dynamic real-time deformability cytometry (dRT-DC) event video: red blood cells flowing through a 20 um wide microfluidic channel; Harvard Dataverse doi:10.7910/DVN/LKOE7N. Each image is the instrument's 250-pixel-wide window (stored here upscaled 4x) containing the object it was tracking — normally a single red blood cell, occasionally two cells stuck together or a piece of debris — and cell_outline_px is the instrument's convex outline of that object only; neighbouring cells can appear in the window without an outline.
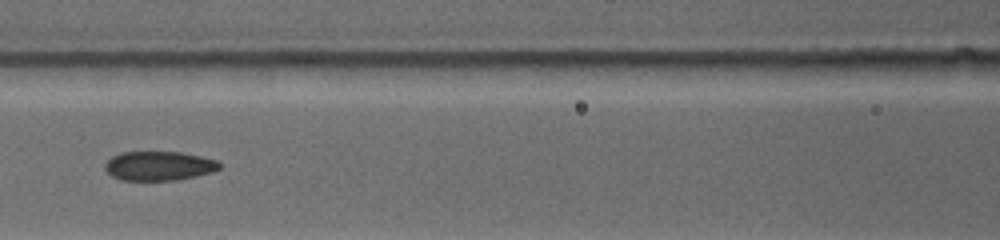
{"species": "common noctule bat (a hibernating species)", "species_latin": "Nyctalus noctula", "temperature_condition": "warm", "stored_images_in_passage": 13, "camera_frame_rate_fps": 4500, "um_per_image_px": 0.085, "animal": {"sex": "female", "body_mass_g": 19.0, "forearm_length_mm": 53.3}, "frame": {"image": 1, "passage_image": 8, "time_ms": 2.667, "image_size_px": [1000, 240], "cell_outline_px": [[220, 168], [212, 172], [196, 176], [176, 180], [120, 180], [112, 176], [104, 168], [104, 164], [112, 156], [120, 152], [180, 152], [200, 156], [216, 160], [220, 164]], "centroid_in_image_um": [13.48, 14.1], "position_along_channel_um": 153.1, "area_um2": 19.48}}
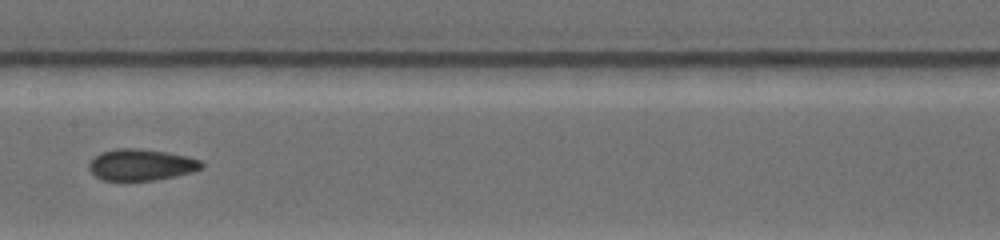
{"frame": {"image": 2, "passage_image": 10, "time_ms": 3.778, "image_size_px": [1000, 240], "cell_outline_px": [[204, 164], [200, 168], [192, 172], [152, 180], [100, 180], [88, 168], [88, 164], [92, 156], [100, 152], [116, 148], [136, 148], [164, 152], [188, 156], [200, 160]], "centroid_in_image_um": [11.93, 13.99], "position_along_channel_um": 195.5, "area_um2": 20.52}}